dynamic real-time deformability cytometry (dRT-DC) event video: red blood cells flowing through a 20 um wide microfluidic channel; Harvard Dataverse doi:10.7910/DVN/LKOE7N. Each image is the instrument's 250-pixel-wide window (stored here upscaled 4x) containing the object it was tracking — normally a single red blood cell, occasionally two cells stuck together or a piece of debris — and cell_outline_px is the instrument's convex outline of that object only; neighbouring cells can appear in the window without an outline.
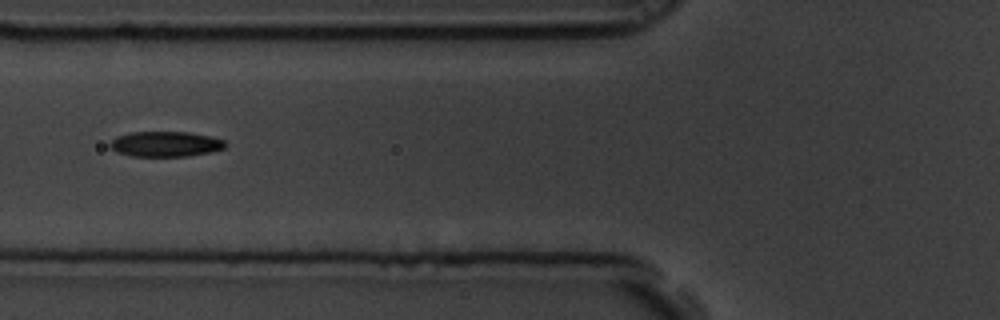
{"species": "common noctule bat (a hibernating species)", "species_latin": "Nyctalus noctula", "temperature_condition": "room temperature", "stored_images_in_passage": 9, "camera_frame_rate_fps": 3000, "um_per_image_px": 0.085, "animal": {"sex": "male", "body_mass_g": 19.5, "forearm_length_mm": 54.6}, "frame": {"image": 1, "passage_image": 6, "time_ms": 1.667, "image_size_px": [1000, 320], "cell_outline_px": [[228, 144], [224, 148], [208, 152], [188, 156], [132, 156], [116, 152], [108, 148], [108, 144], [116, 136], [128, 132], [188, 132], [212, 136], [224, 140]], "centroid_in_image_um": [14.03, 12.23], "position_along_channel_um": 111.8, "area_um2": 17.17}}
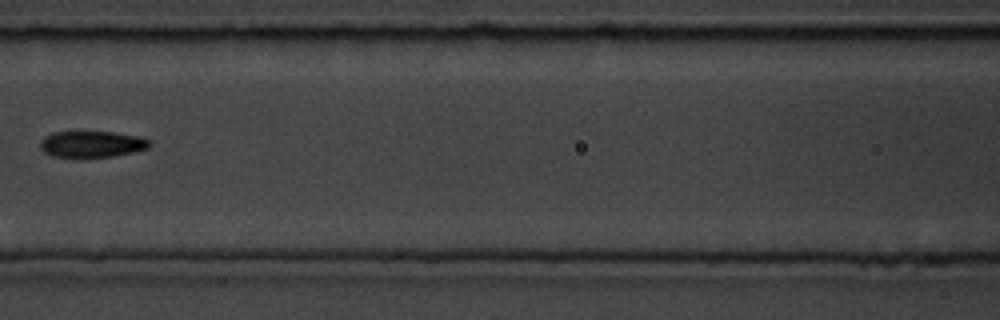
{"frame": {"image": 2, "passage_image": 7, "time_ms": 2.0, "image_size_px": [1000, 320], "cell_outline_px": [[152, 144], [148, 148], [116, 156], [56, 156], [44, 152], [40, 148], [40, 140], [44, 136], [56, 132], [112, 132], [136, 136], [148, 140]], "centroid_in_image_um": [7.8, 12.24], "position_along_channel_um": 158.8, "area_um2": 16.36}}